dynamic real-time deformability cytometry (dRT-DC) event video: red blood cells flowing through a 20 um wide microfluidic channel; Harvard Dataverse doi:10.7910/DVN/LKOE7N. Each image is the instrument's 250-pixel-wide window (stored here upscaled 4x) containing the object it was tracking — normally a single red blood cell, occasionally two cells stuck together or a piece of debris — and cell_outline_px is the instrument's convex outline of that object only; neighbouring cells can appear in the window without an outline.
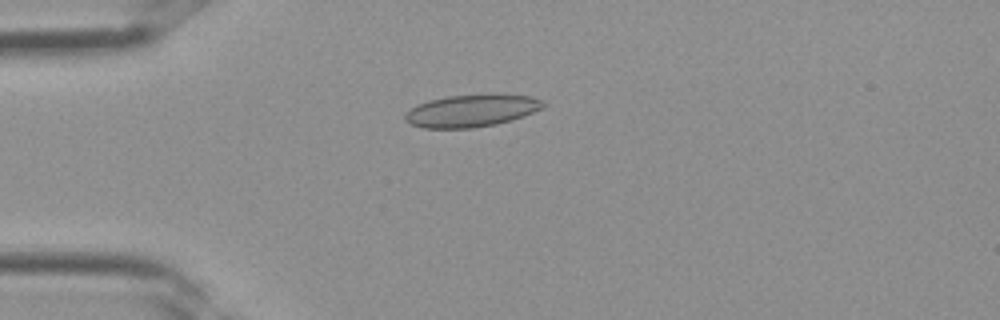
{"species": "Egyptian fruit bat (a non-hibernating species)", "species_latin": "Rousettus aegyptiacus", "temperature_condition": "room temperature", "stored_images_in_passage": 3, "camera_frame_rate_fps": 3000, "um_per_image_px": 0.085, "frame": {"image": 1, "passage_image": 3, "time_ms": 0.667, "image_size_px": [1000, 320], "cell_outline_px": [[548, 104], [544, 108], [524, 116], [512, 120], [496, 124], [472, 128], [424, 128], [408, 124], [404, 120], [404, 116], [416, 104], [428, 100], [448, 96], [488, 92], [492, 92], [532, 96], [544, 100]], "centroid_in_image_um": [40.15, 9.37], "position_along_channel_um": 44.9, "area_um2": 26.93}}